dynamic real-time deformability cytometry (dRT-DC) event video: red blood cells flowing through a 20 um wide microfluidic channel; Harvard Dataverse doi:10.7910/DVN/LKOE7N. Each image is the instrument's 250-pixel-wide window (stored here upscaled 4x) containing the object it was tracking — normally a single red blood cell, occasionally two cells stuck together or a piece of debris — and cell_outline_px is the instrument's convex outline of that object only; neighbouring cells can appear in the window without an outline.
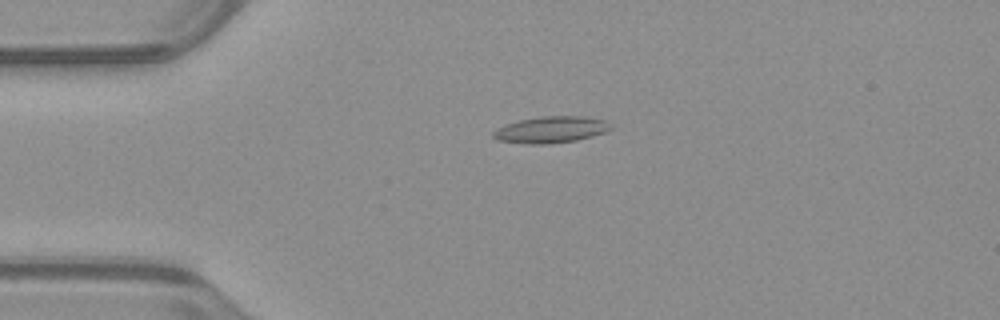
{"species": "common noctule bat (a hibernating species)", "species_latin": "Nyctalus noctula", "temperature_condition": "warm", "stored_images_in_passage": 22, "camera_frame_rate_fps": 3000, "um_per_image_px": 0.085, "animal": {"sex": "male", "body_mass_g": 23.1, "forearm_length_mm": 52.7}, "frame": {"image": 1, "passage_image": 5, "time_ms": 1.333, "image_size_px": [1000, 320], "cell_outline_px": [[616, 128], [592, 136], [576, 140], [548, 144], [524, 144], [496, 140], [492, 136], [492, 132], [496, 128], [504, 124], [520, 120], [540, 116], [584, 116], [604, 120]], "centroid_in_image_um": [46.8, 11.02], "position_along_channel_um": 38.2, "area_um2": 18.38}}
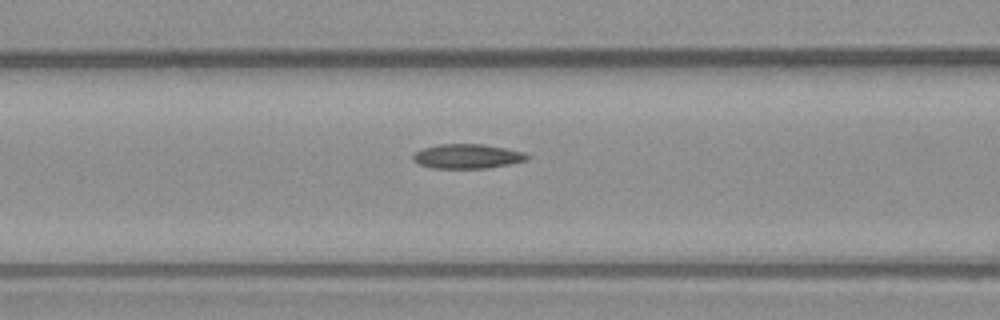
{"frame": {"image": 2, "passage_image": 14, "time_ms": 4.333, "image_size_px": [1000, 320], "cell_outline_px": [[528, 160], [488, 168], [432, 168], [420, 164], [412, 160], [412, 152], [424, 148], [440, 144], [484, 144], [524, 152], [528, 156]], "centroid_in_image_um": [39.68, 13.28], "position_along_channel_um": 126.9, "area_um2": 16.24}}
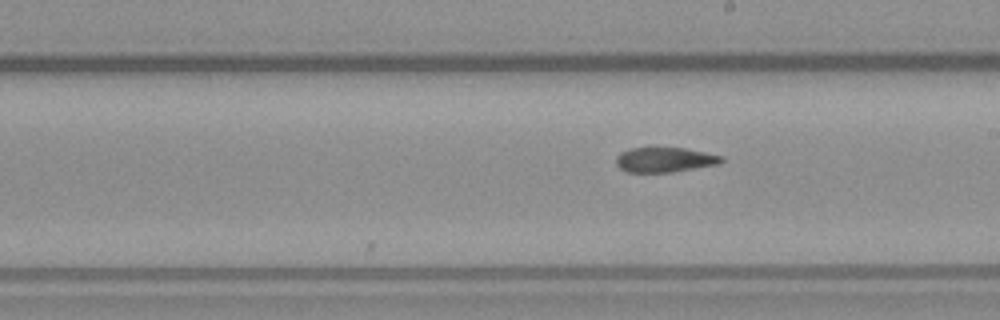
{"frame": {"image": 3, "passage_image": 22, "time_ms": 7.0, "image_size_px": [1000, 320], "cell_outline_px": [[724, 160], [720, 164], [672, 172], [628, 172], [620, 168], [616, 164], [616, 156], [620, 152], [628, 148], [684, 148], [724, 156]], "centroid_in_image_um": [56.51, 13.58], "position_along_channel_um": 232.5, "area_um2": 15.32}}